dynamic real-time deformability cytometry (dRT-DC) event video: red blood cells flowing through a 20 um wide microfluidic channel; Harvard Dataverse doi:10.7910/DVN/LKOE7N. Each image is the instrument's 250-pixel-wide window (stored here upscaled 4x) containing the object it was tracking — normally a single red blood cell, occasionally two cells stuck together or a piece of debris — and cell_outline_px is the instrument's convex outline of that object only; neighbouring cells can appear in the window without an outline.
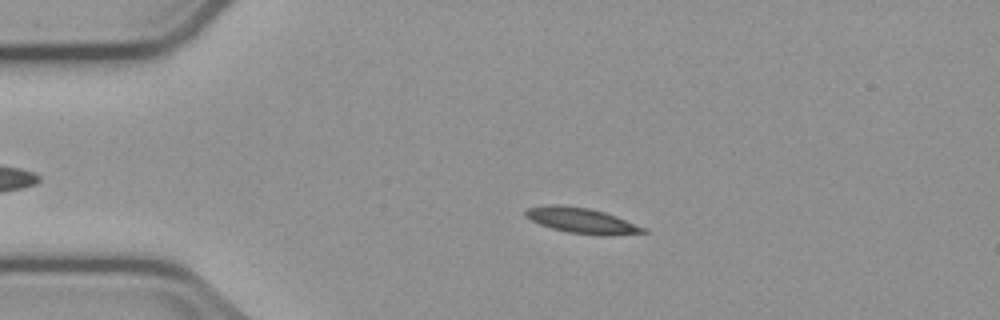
{"species": "common noctule bat (a hibernating species)", "species_latin": "Nyctalus noctula", "temperature_condition": "cold", "stored_images_in_passage": 46, "camera_frame_rate_fps": 3000, "um_per_image_px": 0.085, "animal": {"sex": "male", "body_mass_g": 23.1, "forearm_length_mm": 52.7}, "frame": {"image": 1, "passage_image": 11, "time_ms": 3.333, "image_size_px": [1000, 320], "cell_outline_px": [[648, 232], [604, 236], [600, 236], [568, 232], [552, 228], [540, 224], [524, 216], [524, 212], [528, 208], [548, 204], [556, 204], [588, 208], [604, 212], [616, 216], [644, 228]], "centroid_in_image_um": [49.4, 18.75], "position_along_channel_um": 35.6, "area_um2": 17.28}}
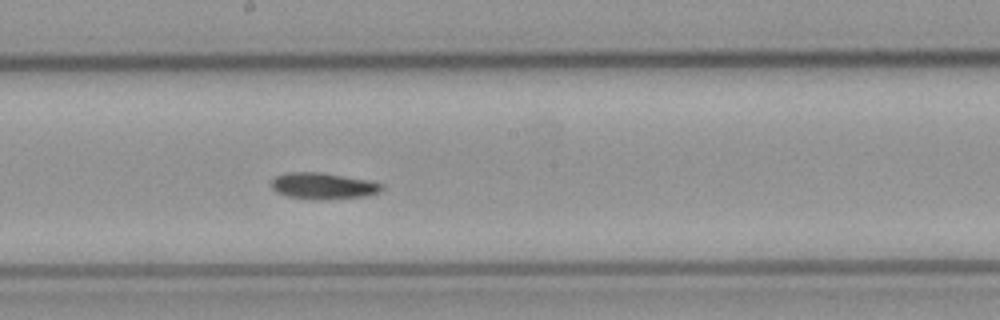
{"frame": {"image": 2, "passage_image": 29, "time_ms": 9.333, "image_size_px": [1000, 320], "cell_outline_px": [[384, 188], [380, 192], [368, 196], [328, 200], [312, 200], [288, 196], [276, 192], [272, 188], [272, 180], [276, 176], [288, 172], [320, 172], [368, 180], [384, 184]], "centroid_in_image_um": [27.51, 15.82], "position_along_channel_um": 220.7, "area_um2": 17.22}}
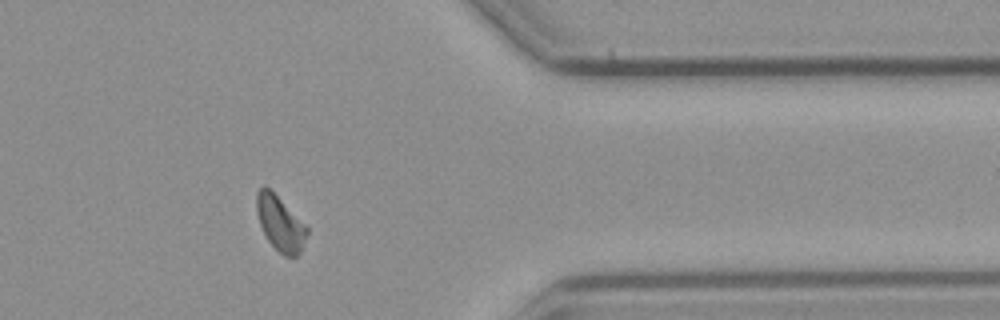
{"frame": {"image": 3, "passage_image": 44, "time_ms": 14.333, "image_size_px": [1000, 320], "cell_outline_px": [[308, 232], [300, 252], [296, 256], [284, 256], [268, 240], [260, 224], [256, 212], [256, 192], [264, 184], [308, 228]], "centroid_in_image_um": [23.79, 18.99], "position_along_channel_um": 387.6, "area_um2": 15.55}, "authors_computed_cell_mechanics": {"area_um2": 16.6175, "velocity_mm_per_s": 3.7168, "shape_relaxation_time_tau1_ms": 3.8442, "shape_relaxation_time_tau2_ms": null, "deformation_change_tau1": 0.1332, "deformation_change_tau2": null}}